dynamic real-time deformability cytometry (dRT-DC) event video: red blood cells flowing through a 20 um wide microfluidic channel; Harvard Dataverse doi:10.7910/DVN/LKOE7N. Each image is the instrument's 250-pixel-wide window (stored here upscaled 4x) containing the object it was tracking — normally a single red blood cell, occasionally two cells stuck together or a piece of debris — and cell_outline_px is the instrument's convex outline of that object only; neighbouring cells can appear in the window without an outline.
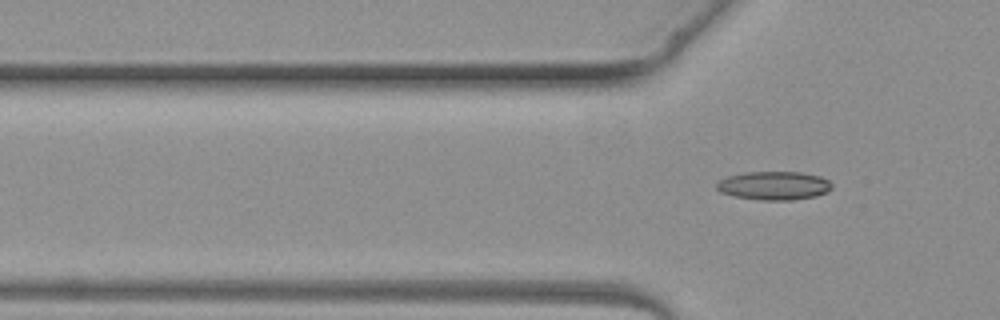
{"species": "common noctule bat (a hibernating species)", "species_latin": "Nyctalus noctula", "temperature_condition": "warm", "stored_images_in_passage": 5, "camera_frame_rate_fps": 3000, "um_per_image_px": 0.085, "animal": {"sex": "female", "body_mass_g": 19.3, "forearm_length_mm": 54.1}, "frame": {"image": 1, "passage_image": 5, "time_ms": 5.333, "image_size_px": [1000, 320], "cell_outline_px": [[832, 188], [828, 192], [816, 196], [792, 200], [760, 200], [732, 196], [720, 192], [716, 188], [716, 184], [720, 180], [728, 176], [744, 172], [800, 172], [820, 176], [828, 180], [832, 184]], "centroid_in_image_um": [65.79, 15.78], "position_along_channel_um": 60.0, "area_um2": 19.31}}